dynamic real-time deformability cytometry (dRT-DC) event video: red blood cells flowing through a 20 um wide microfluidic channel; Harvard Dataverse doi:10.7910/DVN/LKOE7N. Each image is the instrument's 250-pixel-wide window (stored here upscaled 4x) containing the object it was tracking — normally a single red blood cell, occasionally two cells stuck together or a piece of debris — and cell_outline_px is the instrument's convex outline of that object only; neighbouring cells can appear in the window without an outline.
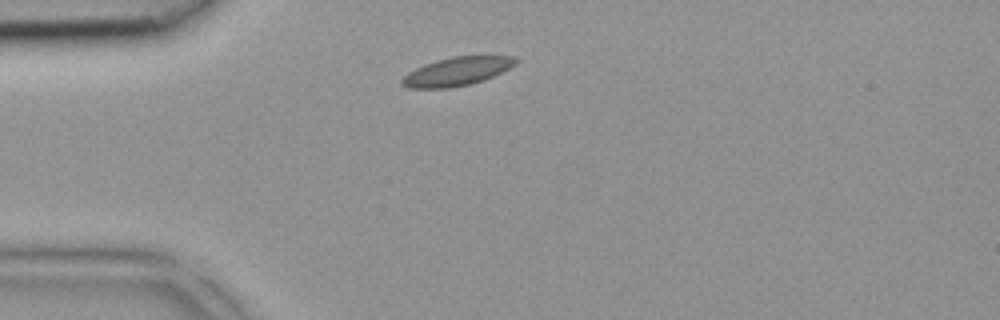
{"species": "common noctule bat (a hibernating species)", "species_latin": "Nyctalus noctula", "temperature_condition": "room temperature", "stored_images_in_passage": 1, "camera_frame_rate_fps": 3000, "um_per_image_px": 0.085, "animal": {"sex": "female", "body_mass_g": 18.4}, "frame": {"image": 1, "passage_image": 1, "time_ms": 0.0, "image_size_px": [1000, 320], "cell_outline_px": [[516, 64], [484, 80], [468, 84], [448, 88], [408, 88], [400, 84], [400, 80], [408, 72], [424, 64], [436, 60], [452, 56], [516, 56]], "centroid_in_image_um": [38.79, 6.07], "position_along_channel_um": 46.2, "area_um2": 18.73}}